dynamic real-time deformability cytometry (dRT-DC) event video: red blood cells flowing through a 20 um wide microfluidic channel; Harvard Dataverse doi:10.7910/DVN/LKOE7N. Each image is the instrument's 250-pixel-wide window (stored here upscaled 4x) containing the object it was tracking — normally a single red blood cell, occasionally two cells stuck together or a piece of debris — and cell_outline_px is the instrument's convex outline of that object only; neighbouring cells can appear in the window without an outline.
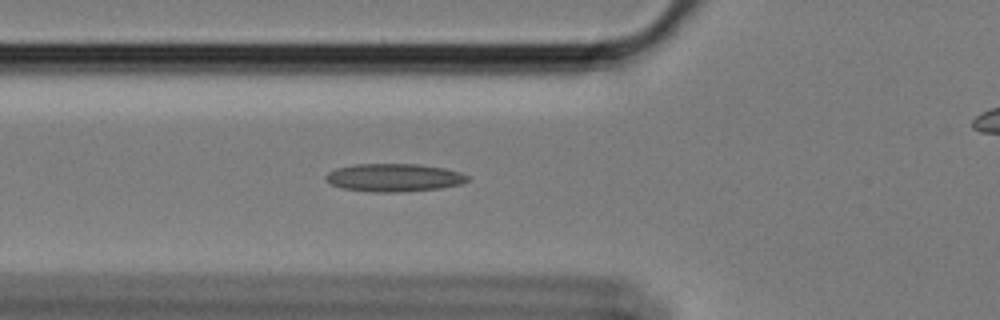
{"species": "Egyptian fruit bat (a non-hibernating species)", "species_latin": "Rousettus aegyptiacus", "temperature_condition": "cold", "stored_images_in_passage": 50, "camera_frame_rate_fps": 3000, "um_per_image_px": 0.085, "animal": {"sex": "female"}, "frame": {"image": 1, "passage_image": 11, "time_ms": 3.333, "image_size_px": [1000, 320], "cell_outline_px": [[468, 180], [460, 184], [440, 188], [400, 192], [368, 192], [344, 188], [332, 184], [324, 176], [328, 172], [336, 168], [356, 164], [420, 164], [444, 168], [460, 172], [468, 176]], "centroid_in_image_um": [33.49, 15.09], "position_along_channel_um": 92.3, "area_um2": 23.0}}
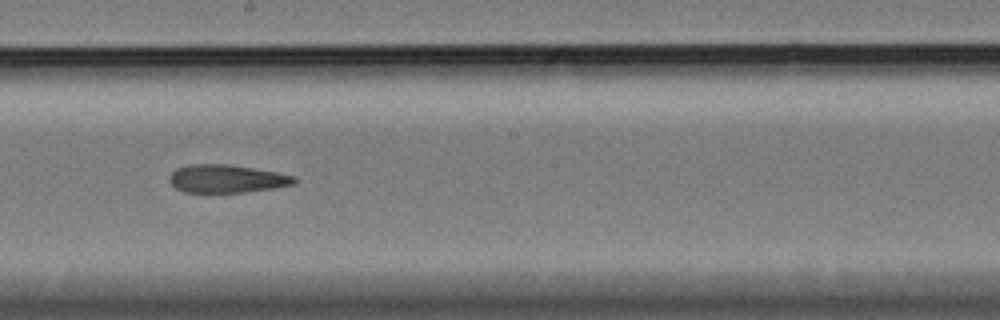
{"frame": {"image": 2, "passage_image": 23, "time_ms": 7.333, "image_size_px": [1000, 320], "cell_outline_px": [[296, 184], [272, 188], [244, 192], [184, 192], [176, 188], [168, 180], [168, 176], [176, 168], [188, 164], [228, 164], [276, 172], [296, 176]], "centroid_in_image_um": [19.24, 15.18], "position_along_channel_um": 229.0, "area_um2": 20.4}}
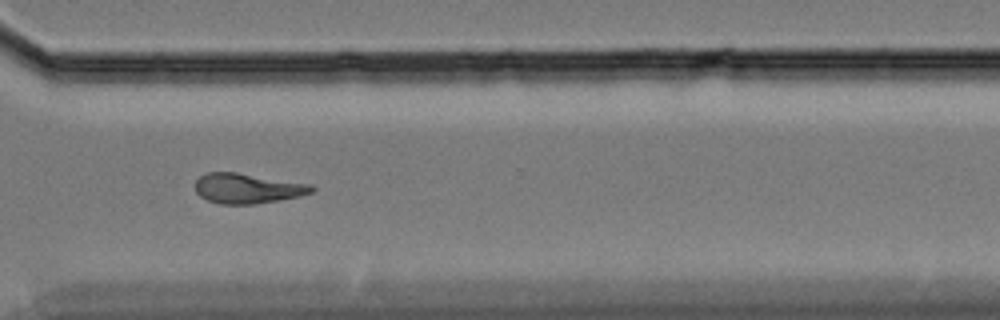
{"frame": {"image": 3, "passage_image": 34, "time_ms": 11.0, "image_size_px": [1000, 320], "cell_outline_px": [[316, 188], [312, 192], [300, 196], [256, 204], [220, 204], [208, 200], [200, 196], [196, 192], [196, 180], [200, 176], [208, 172], [236, 172], [312, 184]], "centroid_in_image_um": [21.05, 16.01], "position_along_channel_um": 349.5, "area_um2": 20.4}, "authors_computed_cell_mechanics": {"area_um2": 20.4612, "velocity_mm_per_s": 3.3967, "shape_relaxation_time_tau1_ms": null, "shape_relaxation_time_tau2_ms": 6.5174, "deformation_change_tau1": null, "deformation_change_tau2": 0.1688}}